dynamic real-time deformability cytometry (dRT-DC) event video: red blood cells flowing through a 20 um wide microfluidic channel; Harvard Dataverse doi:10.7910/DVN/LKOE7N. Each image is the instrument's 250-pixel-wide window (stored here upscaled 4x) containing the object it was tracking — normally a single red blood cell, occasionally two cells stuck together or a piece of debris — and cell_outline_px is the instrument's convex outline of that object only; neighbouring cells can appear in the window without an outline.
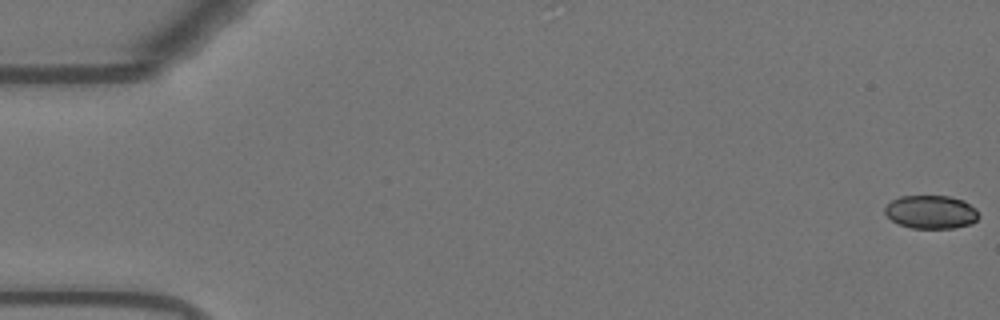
{"species": "Egyptian fruit bat (a non-hibernating species)", "species_latin": "Rousettus aegyptiacus", "temperature_condition": "warm", "stored_images_in_passage": 56, "camera_frame_rate_fps": 3000, "um_per_image_px": 0.085, "animal": {"sex": "female"}, "frame": {"image": 1, "passage_image": 1, "time_ms": 0.0, "image_size_px": [1000, 320], "cell_outline_px": [[980, 216], [972, 224], [952, 228], [912, 228], [900, 224], [892, 220], [884, 212], [884, 208], [892, 200], [900, 196], [948, 196], [964, 200], [976, 208]], "centroid_in_image_um": [79.17, 18.01], "position_along_channel_um": 5.8, "area_um2": 18.26}}
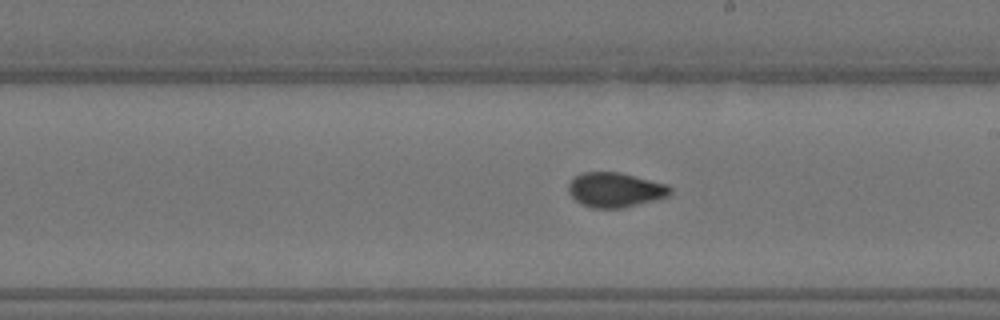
{"frame": {"image": 2, "passage_image": 32, "time_ms": 10.333, "image_size_px": [1000, 320], "cell_outline_px": [[672, 192], [668, 196], [656, 200], [620, 208], [592, 208], [580, 204], [568, 192], [568, 184], [576, 176], [584, 172], [620, 172], [668, 184], [672, 188]], "centroid_in_image_um": [52.31, 16.14], "position_along_channel_um": 236.7, "area_um2": 20.63}}
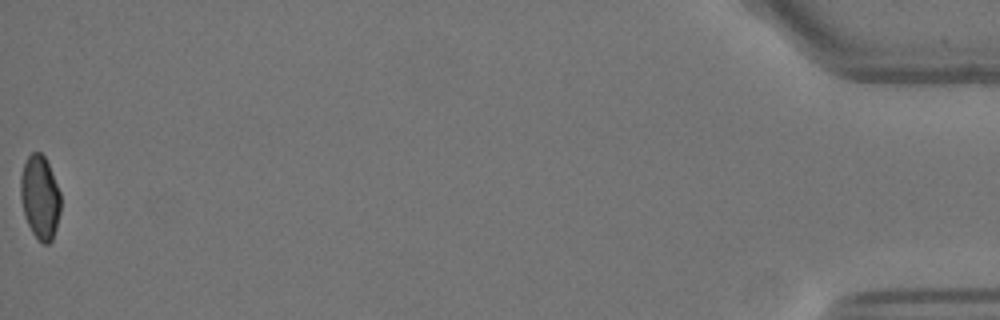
{"frame": {"image": 3, "passage_image": 56, "time_ms": 18.333, "image_size_px": [1000, 320], "cell_outline_px": [[60, 212], [56, 228], [52, 240], [48, 244], [44, 244], [32, 232], [24, 216], [20, 200], [20, 176], [24, 164], [28, 156], [32, 152], [40, 152], [44, 156], [52, 172], [60, 192]], "centroid_in_image_um": [3.39, 16.76], "position_along_channel_um": 431.8, "area_um2": 19.54}, "authors_computed_cell_mechanics": {"area_um2": 20.0277, "velocity_mm_per_s": 3.7055, "shape_relaxation_time_tau1_ms": 5.1022, "shape_relaxation_time_tau2_ms": 1.103, "deformation_change_tau1": 0.1455, "deformation_change_tau2": 0.0542}}